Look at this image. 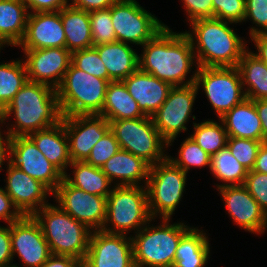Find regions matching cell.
Returning <instances> with one entry per match:
<instances>
[{
	"instance_id": "obj_35",
	"label": "cell",
	"mask_w": 267,
	"mask_h": 267,
	"mask_svg": "<svg viewBox=\"0 0 267 267\" xmlns=\"http://www.w3.org/2000/svg\"><path fill=\"white\" fill-rule=\"evenodd\" d=\"M219 122L221 123L213 120H205L201 123L193 122L194 133L190 137L210 157L227 146L228 134L223 122L221 120Z\"/></svg>"
},
{
	"instance_id": "obj_27",
	"label": "cell",
	"mask_w": 267,
	"mask_h": 267,
	"mask_svg": "<svg viewBox=\"0 0 267 267\" xmlns=\"http://www.w3.org/2000/svg\"><path fill=\"white\" fill-rule=\"evenodd\" d=\"M29 11L22 0H0V49L22 41Z\"/></svg>"
},
{
	"instance_id": "obj_23",
	"label": "cell",
	"mask_w": 267,
	"mask_h": 267,
	"mask_svg": "<svg viewBox=\"0 0 267 267\" xmlns=\"http://www.w3.org/2000/svg\"><path fill=\"white\" fill-rule=\"evenodd\" d=\"M37 149L63 175L72 160L69 154V144L64 127V116L61 122L47 129L39 130L28 135Z\"/></svg>"
},
{
	"instance_id": "obj_38",
	"label": "cell",
	"mask_w": 267,
	"mask_h": 267,
	"mask_svg": "<svg viewBox=\"0 0 267 267\" xmlns=\"http://www.w3.org/2000/svg\"><path fill=\"white\" fill-rule=\"evenodd\" d=\"M262 142L254 139L228 137L227 148L244 168L251 171Z\"/></svg>"
},
{
	"instance_id": "obj_14",
	"label": "cell",
	"mask_w": 267,
	"mask_h": 267,
	"mask_svg": "<svg viewBox=\"0 0 267 267\" xmlns=\"http://www.w3.org/2000/svg\"><path fill=\"white\" fill-rule=\"evenodd\" d=\"M10 163L28 176L40 181L52 193L64 177L28 136L10 138Z\"/></svg>"
},
{
	"instance_id": "obj_5",
	"label": "cell",
	"mask_w": 267,
	"mask_h": 267,
	"mask_svg": "<svg viewBox=\"0 0 267 267\" xmlns=\"http://www.w3.org/2000/svg\"><path fill=\"white\" fill-rule=\"evenodd\" d=\"M131 236L134 265L138 267H173L180 239L192 228L184 223L169 224L162 218L158 226L148 225ZM148 225V226H147ZM151 226V227H149Z\"/></svg>"
},
{
	"instance_id": "obj_52",
	"label": "cell",
	"mask_w": 267,
	"mask_h": 267,
	"mask_svg": "<svg viewBox=\"0 0 267 267\" xmlns=\"http://www.w3.org/2000/svg\"><path fill=\"white\" fill-rule=\"evenodd\" d=\"M252 171L267 174V142H262Z\"/></svg>"
},
{
	"instance_id": "obj_34",
	"label": "cell",
	"mask_w": 267,
	"mask_h": 267,
	"mask_svg": "<svg viewBox=\"0 0 267 267\" xmlns=\"http://www.w3.org/2000/svg\"><path fill=\"white\" fill-rule=\"evenodd\" d=\"M21 61L0 64V113L28 81L25 62Z\"/></svg>"
},
{
	"instance_id": "obj_2",
	"label": "cell",
	"mask_w": 267,
	"mask_h": 267,
	"mask_svg": "<svg viewBox=\"0 0 267 267\" xmlns=\"http://www.w3.org/2000/svg\"><path fill=\"white\" fill-rule=\"evenodd\" d=\"M12 113L15 124L5 132L10 138L47 129L57 125L63 117L56 89L31 81L26 82L0 113V124Z\"/></svg>"
},
{
	"instance_id": "obj_15",
	"label": "cell",
	"mask_w": 267,
	"mask_h": 267,
	"mask_svg": "<svg viewBox=\"0 0 267 267\" xmlns=\"http://www.w3.org/2000/svg\"><path fill=\"white\" fill-rule=\"evenodd\" d=\"M83 262L88 267H134L131 236L92 231Z\"/></svg>"
},
{
	"instance_id": "obj_37",
	"label": "cell",
	"mask_w": 267,
	"mask_h": 267,
	"mask_svg": "<svg viewBox=\"0 0 267 267\" xmlns=\"http://www.w3.org/2000/svg\"><path fill=\"white\" fill-rule=\"evenodd\" d=\"M93 46L116 42L110 7L89 12Z\"/></svg>"
},
{
	"instance_id": "obj_43",
	"label": "cell",
	"mask_w": 267,
	"mask_h": 267,
	"mask_svg": "<svg viewBox=\"0 0 267 267\" xmlns=\"http://www.w3.org/2000/svg\"><path fill=\"white\" fill-rule=\"evenodd\" d=\"M243 185L267 214V174L248 171Z\"/></svg>"
},
{
	"instance_id": "obj_31",
	"label": "cell",
	"mask_w": 267,
	"mask_h": 267,
	"mask_svg": "<svg viewBox=\"0 0 267 267\" xmlns=\"http://www.w3.org/2000/svg\"><path fill=\"white\" fill-rule=\"evenodd\" d=\"M237 68L241 75L245 97L250 100L267 99V65L252 51L247 50Z\"/></svg>"
},
{
	"instance_id": "obj_45",
	"label": "cell",
	"mask_w": 267,
	"mask_h": 267,
	"mask_svg": "<svg viewBox=\"0 0 267 267\" xmlns=\"http://www.w3.org/2000/svg\"><path fill=\"white\" fill-rule=\"evenodd\" d=\"M12 209V210H11ZM23 215L15 207L12 199L6 191L0 187V219L6 221L7 224L19 221Z\"/></svg>"
},
{
	"instance_id": "obj_25",
	"label": "cell",
	"mask_w": 267,
	"mask_h": 267,
	"mask_svg": "<svg viewBox=\"0 0 267 267\" xmlns=\"http://www.w3.org/2000/svg\"><path fill=\"white\" fill-rule=\"evenodd\" d=\"M228 137L263 141L262 123L253 100L245 98L221 118Z\"/></svg>"
},
{
	"instance_id": "obj_10",
	"label": "cell",
	"mask_w": 267,
	"mask_h": 267,
	"mask_svg": "<svg viewBox=\"0 0 267 267\" xmlns=\"http://www.w3.org/2000/svg\"><path fill=\"white\" fill-rule=\"evenodd\" d=\"M196 69L194 84L198 89L203 87L218 118L246 98L237 67H197Z\"/></svg>"
},
{
	"instance_id": "obj_11",
	"label": "cell",
	"mask_w": 267,
	"mask_h": 267,
	"mask_svg": "<svg viewBox=\"0 0 267 267\" xmlns=\"http://www.w3.org/2000/svg\"><path fill=\"white\" fill-rule=\"evenodd\" d=\"M110 12L118 42L143 46L165 27L136 0H117Z\"/></svg>"
},
{
	"instance_id": "obj_41",
	"label": "cell",
	"mask_w": 267,
	"mask_h": 267,
	"mask_svg": "<svg viewBox=\"0 0 267 267\" xmlns=\"http://www.w3.org/2000/svg\"><path fill=\"white\" fill-rule=\"evenodd\" d=\"M245 0H213V17L234 23L244 21Z\"/></svg>"
},
{
	"instance_id": "obj_53",
	"label": "cell",
	"mask_w": 267,
	"mask_h": 267,
	"mask_svg": "<svg viewBox=\"0 0 267 267\" xmlns=\"http://www.w3.org/2000/svg\"><path fill=\"white\" fill-rule=\"evenodd\" d=\"M6 161L10 162V137L7 134L3 136L0 131V171Z\"/></svg>"
},
{
	"instance_id": "obj_42",
	"label": "cell",
	"mask_w": 267,
	"mask_h": 267,
	"mask_svg": "<svg viewBox=\"0 0 267 267\" xmlns=\"http://www.w3.org/2000/svg\"><path fill=\"white\" fill-rule=\"evenodd\" d=\"M245 16L244 21L248 18L258 26L250 28V37L267 34V0H245Z\"/></svg>"
},
{
	"instance_id": "obj_1",
	"label": "cell",
	"mask_w": 267,
	"mask_h": 267,
	"mask_svg": "<svg viewBox=\"0 0 267 267\" xmlns=\"http://www.w3.org/2000/svg\"><path fill=\"white\" fill-rule=\"evenodd\" d=\"M139 69L175 86L195 83L197 70L186 80L195 61L190 39L184 32H172L167 25L143 46ZM195 61V62H194ZM194 63V64H193ZM186 80V81H185Z\"/></svg>"
},
{
	"instance_id": "obj_9",
	"label": "cell",
	"mask_w": 267,
	"mask_h": 267,
	"mask_svg": "<svg viewBox=\"0 0 267 267\" xmlns=\"http://www.w3.org/2000/svg\"><path fill=\"white\" fill-rule=\"evenodd\" d=\"M187 173L168 158L150 166L146 183L148 209L152 219H170L185 190Z\"/></svg>"
},
{
	"instance_id": "obj_19",
	"label": "cell",
	"mask_w": 267,
	"mask_h": 267,
	"mask_svg": "<svg viewBox=\"0 0 267 267\" xmlns=\"http://www.w3.org/2000/svg\"><path fill=\"white\" fill-rule=\"evenodd\" d=\"M232 220L240 228L262 234L267 228V214L253 199L244 185L217 188Z\"/></svg>"
},
{
	"instance_id": "obj_49",
	"label": "cell",
	"mask_w": 267,
	"mask_h": 267,
	"mask_svg": "<svg viewBox=\"0 0 267 267\" xmlns=\"http://www.w3.org/2000/svg\"><path fill=\"white\" fill-rule=\"evenodd\" d=\"M80 262L72 256L51 254L41 267H76Z\"/></svg>"
},
{
	"instance_id": "obj_6",
	"label": "cell",
	"mask_w": 267,
	"mask_h": 267,
	"mask_svg": "<svg viewBox=\"0 0 267 267\" xmlns=\"http://www.w3.org/2000/svg\"><path fill=\"white\" fill-rule=\"evenodd\" d=\"M109 81L76 68L72 63L56 89L62 116L99 115Z\"/></svg>"
},
{
	"instance_id": "obj_8",
	"label": "cell",
	"mask_w": 267,
	"mask_h": 267,
	"mask_svg": "<svg viewBox=\"0 0 267 267\" xmlns=\"http://www.w3.org/2000/svg\"><path fill=\"white\" fill-rule=\"evenodd\" d=\"M110 130L122 150L142 158L150 166L164 161L167 142L161 137L150 116L109 121Z\"/></svg>"
},
{
	"instance_id": "obj_21",
	"label": "cell",
	"mask_w": 267,
	"mask_h": 267,
	"mask_svg": "<svg viewBox=\"0 0 267 267\" xmlns=\"http://www.w3.org/2000/svg\"><path fill=\"white\" fill-rule=\"evenodd\" d=\"M18 46L23 50L66 48L60 11L29 13L25 35Z\"/></svg>"
},
{
	"instance_id": "obj_30",
	"label": "cell",
	"mask_w": 267,
	"mask_h": 267,
	"mask_svg": "<svg viewBox=\"0 0 267 267\" xmlns=\"http://www.w3.org/2000/svg\"><path fill=\"white\" fill-rule=\"evenodd\" d=\"M210 254L206 233L192 227L181 239L173 267H204Z\"/></svg>"
},
{
	"instance_id": "obj_36",
	"label": "cell",
	"mask_w": 267,
	"mask_h": 267,
	"mask_svg": "<svg viewBox=\"0 0 267 267\" xmlns=\"http://www.w3.org/2000/svg\"><path fill=\"white\" fill-rule=\"evenodd\" d=\"M180 146L177 158L167 156L175 166L186 173H188L191 166L200 168L209 166L211 168V157L190 136Z\"/></svg>"
},
{
	"instance_id": "obj_4",
	"label": "cell",
	"mask_w": 267,
	"mask_h": 267,
	"mask_svg": "<svg viewBox=\"0 0 267 267\" xmlns=\"http://www.w3.org/2000/svg\"><path fill=\"white\" fill-rule=\"evenodd\" d=\"M33 217L40 224L51 254L68 255L84 261L92 231L58 205L47 204Z\"/></svg>"
},
{
	"instance_id": "obj_22",
	"label": "cell",
	"mask_w": 267,
	"mask_h": 267,
	"mask_svg": "<svg viewBox=\"0 0 267 267\" xmlns=\"http://www.w3.org/2000/svg\"><path fill=\"white\" fill-rule=\"evenodd\" d=\"M129 94L146 116H152L167 99L173 86L138 69L123 80Z\"/></svg>"
},
{
	"instance_id": "obj_44",
	"label": "cell",
	"mask_w": 267,
	"mask_h": 267,
	"mask_svg": "<svg viewBox=\"0 0 267 267\" xmlns=\"http://www.w3.org/2000/svg\"><path fill=\"white\" fill-rule=\"evenodd\" d=\"M191 23L197 19L213 17V0H182Z\"/></svg>"
},
{
	"instance_id": "obj_20",
	"label": "cell",
	"mask_w": 267,
	"mask_h": 267,
	"mask_svg": "<svg viewBox=\"0 0 267 267\" xmlns=\"http://www.w3.org/2000/svg\"><path fill=\"white\" fill-rule=\"evenodd\" d=\"M7 178L4 190L23 216H33L39 209L49 204L47 196L52 192L40 181L7 162Z\"/></svg>"
},
{
	"instance_id": "obj_51",
	"label": "cell",
	"mask_w": 267,
	"mask_h": 267,
	"mask_svg": "<svg viewBox=\"0 0 267 267\" xmlns=\"http://www.w3.org/2000/svg\"><path fill=\"white\" fill-rule=\"evenodd\" d=\"M262 123L263 142H267V99L253 100Z\"/></svg>"
},
{
	"instance_id": "obj_26",
	"label": "cell",
	"mask_w": 267,
	"mask_h": 267,
	"mask_svg": "<svg viewBox=\"0 0 267 267\" xmlns=\"http://www.w3.org/2000/svg\"><path fill=\"white\" fill-rule=\"evenodd\" d=\"M108 72V81H123L139 69V55L130 44L113 42L93 46Z\"/></svg>"
},
{
	"instance_id": "obj_46",
	"label": "cell",
	"mask_w": 267,
	"mask_h": 267,
	"mask_svg": "<svg viewBox=\"0 0 267 267\" xmlns=\"http://www.w3.org/2000/svg\"><path fill=\"white\" fill-rule=\"evenodd\" d=\"M11 224L0 226V267H12Z\"/></svg>"
},
{
	"instance_id": "obj_54",
	"label": "cell",
	"mask_w": 267,
	"mask_h": 267,
	"mask_svg": "<svg viewBox=\"0 0 267 267\" xmlns=\"http://www.w3.org/2000/svg\"><path fill=\"white\" fill-rule=\"evenodd\" d=\"M76 267H88L84 262H80Z\"/></svg>"
},
{
	"instance_id": "obj_16",
	"label": "cell",
	"mask_w": 267,
	"mask_h": 267,
	"mask_svg": "<svg viewBox=\"0 0 267 267\" xmlns=\"http://www.w3.org/2000/svg\"><path fill=\"white\" fill-rule=\"evenodd\" d=\"M11 250L13 258L18 255L24 263L23 267H41L51 255L41 226L33 216H23L11 223Z\"/></svg>"
},
{
	"instance_id": "obj_40",
	"label": "cell",
	"mask_w": 267,
	"mask_h": 267,
	"mask_svg": "<svg viewBox=\"0 0 267 267\" xmlns=\"http://www.w3.org/2000/svg\"><path fill=\"white\" fill-rule=\"evenodd\" d=\"M120 150L121 148L116 140V137L109 129L91 149L90 155L85 162L91 164L92 166L101 168Z\"/></svg>"
},
{
	"instance_id": "obj_28",
	"label": "cell",
	"mask_w": 267,
	"mask_h": 267,
	"mask_svg": "<svg viewBox=\"0 0 267 267\" xmlns=\"http://www.w3.org/2000/svg\"><path fill=\"white\" fill-rule=\"evenodd\" d=\"M66 36V49L71 53L93 47L89 12L68 4L60 10Z\"/></svg>"
},
{
	"instance_id": "obj_17",
	"label": "cell",
	"mask_w": 267,
	"mask_h": 267,
	"mask_svg": "<svg viewBox=\"0 0 267 267\" xmlns=\"http://www.w3.org/2000/svg\"><path fill=\"white\" fill-rule=\"evenodd\" d=\"M28 81L49 85L57 89L72 61L66 48L24 50Z\"/></svg>"
},
{
	"instance_id": "obj_24",
	"label": "cell",
	"mask_w": 267,
	"mask_h": 267,
	"mask_svg": "<svg viewBox=\"0 0 267 267\" xmlns=\"http://www.w3.org/2000/svg\"><path fill=\"white\" fill-rule=\"evenodd\" d=\"M149 169L150 165L142 158L122 149L101 167L112 183L118 179L116 186H140L141 180L146 186Z\"/></svg>"
},
{
	"instance_id": "obj_39",
	"label": "cell",
	"mask_w": 267,
	"mask_h": 267,
	"mask_svg": "<svg viewBox=\"0 0 267 267\" xmlns=\"http://www.w3.org/2000/svg\"><path fill=\"white\" fill-rule=\"evenodd\" d=\"M71 63L82 71L108 80L107 69L94 47L72 52Z\"/></svg>"
},
{
	"instance_id": "obj_48",
	"label": "cell",
	"mask_w": 267,
	"mask_h": 267,
	"mask_svg": "<svg viewBox=\"0 0 267 267\" xmlns=\"http://www.w3.org/2000/svg\"><path fill=\"white\" fill-rule=\"evenodd\" d=\"M116 1L117 0H72L70 5L72 7L90 12L92 10L107 9Z\"/></svg>"
},
{
	"instance_id": "obj_13",
	"label": "cell",
	"mask_w": 267,
	"mask_h": 267,
	"mask_svg": "<svg viewBox=\"0 0 267 267\" xmlns=\"http://www.w3.org/2000/svg\"><path fill=\"white\" fill-rule=\"evenodd\" d=\"M59 207L91 231L102 230L106 219L107 198L84 192L64 177L52 193Z\"/></svg>"
},
{
	"instance_id": "obj_50",
	"label": "cell",
	"mask_w": 267,
	"mask_h": 267,
	"mask_svg": "<svg viewBox=\"0 0 267 267\" xmlns=\"http://www.w3.org/2000/svg\"><path fill=\"white\" fill-rule=\"evenodd\" d=\"M252 42L258 50L257 53H254L261 61L267 65V34H259L251 37Z\"/></svg>"
},
{
	"instance_id": "obj_29",
	"label": "cell",
	"mask_w": 267,
	"mask_h": 267,
	"mask_svg": "<svg viewBox=\"0 0 267 267\" xmlns=\"http://www.w3.org/2000/svg\"><path fill=\"white\" fill-rule=\"evenodd\" d=\"M100 116L108 121L145 117L123 81H110Z\"/></svg>"
},
{
	"instance_id": "obj_3",
	"label": "cell",
	"mask_w": 267,
	"mask_h": 267,
	"mask_svg": "<svg viewBox=\"0 0 267 267\" xmlns=\"http://www.w3.org/2000/svg\"><path fill=\"white\" fill-rule=\"evenodd\" d=\"M233 22L218 18L197 19L190 23V39L196 67H237L246 49L244 39L229 26ZM196 51V52H195Z\"/></svg>"
},
{
	"instance_id": "obj_18",
	"label": "cell",
	"mask_w": 267,
	"mask_h": 267,
	"mask_svg": "<svg viewBox=\"0 0 267 267\" xmlns=\"http://www.w3.org/2000/svg\"><path fill=\"white\" fill-rule=\"evenodd\" d=\"M64 127L72 162L85 161L94 145L110 129L109 121L100 115L64 116Z\"/></svg>"
},
{
	"instance_id": "obj_47",
	"label": "cell",
	"mask_w": 267,
	"mask_h": 267,
	"mask_svg": "<svg viewBox=\"0 0 267 267\" xmlns=\"http://www.w3.org/2000/svg\"><path fill=\"white\" fill-rule=\"evenodd\" d=\"M29 13L60 11L68 5V0H22ZM31 12H30V10Z\"/></svg>"
},
{
	"instance_id": "obj_32",
	"label": "cell",
	"mask_w": 267,
	"mask_h": 267,
	"mask_svg": "<svg viewBox=\"0 0 267 267\" xmlns=\"http://www.w3.org/2000/svg\"><path fill=\"white\" fill-rule=\"evenodd\" d=\"M73 168V177L67 173L64 178L72 185L84 192L106 197L111 193L113 184L103 173L101 168L92 166L85 161L71 162L69 167Z\"/></svg>"
},
{
	"instance_id": "obj_12",
	"label": "cell",
	"mask_w": 267,
	"mask_h": 267,
	"mask_svg": "<svg viewBox=\"0 0 267 267\" xmlns=\"http://www.w3.org/2000/svg\"><path fill=\"white\" fill-rule=\"evenodd\" d=\"M198 91L195 84L173 87L161 107L151 116L167 147L179 133L187 131L185 124L191 116Z\"/></svg>"
},
{
	"instance_id": "obj_7",
	"label": "cell",
	"mask_w": 267,
	"mask_h": 267,
	"mask_svg": "<svg viewBox=\"0 0 267 267\" xmlns=\"http://www.w3.org/2000/svg\"><path fill=\"white\" fill-rule=\"evenodd\" d=\"M151 219L145 186L112 187L102 231L126 235L131 229L140 231Z\"/></svg>"
},
{
	"instance_id": "obj_33",
	"label": "cell",
	"mask_w": 267,
	"mask_h": 267,
	"mask_svg": "<svg viewBox=\"0 0 267 267\" xmlns=\"http://www.w3.org/2000/svg\"><path fill=\"white\" fill-rule=\"evenodd\" d=\"M210 171L215 178L225 182L216 184L217 188L227 185H243L248 174V170L230 153L227 146L211 157Z\"/></svg>"
}]
</instances>
